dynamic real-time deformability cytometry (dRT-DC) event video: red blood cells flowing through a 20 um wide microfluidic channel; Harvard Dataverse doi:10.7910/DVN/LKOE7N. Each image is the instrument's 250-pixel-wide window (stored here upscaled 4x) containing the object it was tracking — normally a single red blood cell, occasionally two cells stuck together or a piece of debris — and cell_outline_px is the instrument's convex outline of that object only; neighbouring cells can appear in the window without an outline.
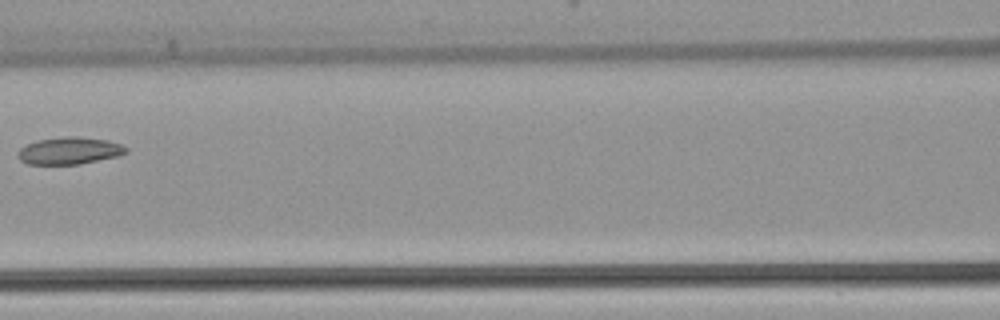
{"species": "common noctule bat (a hibernating species)", "species_latin": "Nyctalus noctula", "temperature_condition": "warm", "stored_images_in_passage": 6, "camera_frame_rate_fps": 3000, "um_per_image_px": 0.085, "animal": {"sex": "female", "body_mass_g": 22.7, "forearm_length_mm": 54.2}, "frame": {"image": 1, "passage_image": 6, "time_ms": 1.667, "image_size_px": [1000, 320], "cell_outline_px": [[128, 152], [120, 156], [80, 164], [28, 164], [20, 160], [16, 152], [20, 148], [36, 140], [64, 136], [76, 136], [108, 140], [120, 144], [128, 148]], "centroid_in_image_um": [5.92, 12.81], "position_along_channel_um": 160.7, "area_um2": 17.28}}